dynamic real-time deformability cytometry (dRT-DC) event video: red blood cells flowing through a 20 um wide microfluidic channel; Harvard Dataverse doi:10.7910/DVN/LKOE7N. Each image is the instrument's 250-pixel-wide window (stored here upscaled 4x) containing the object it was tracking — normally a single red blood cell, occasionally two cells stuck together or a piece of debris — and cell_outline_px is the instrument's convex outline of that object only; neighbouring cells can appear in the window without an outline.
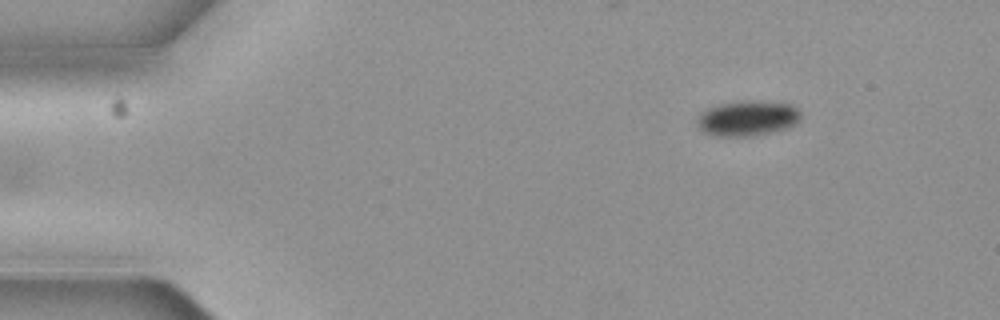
{"species": "common noctule bat (a hibernating species)", "species_latin": "Nyctalus noctula", "temperature_condition": "cold", "stored_images_in_passage": 3, "camera_frame_rate_fps": 3000, "um_per_image_px": 0.085, "animal": {"sex": "female", "body_mass_g": 19.3, "forearm_length_mm": 54.1}, "frame": {"image": 1, "passage_image": 3, "time_ms": 0.667, "image_size_px": [1000, 320], "cell_outline_px": [[800, 120], [788, 128], [768, 132], [744, 136], [716, 136], [704, 132], [696, 124], [696, 120], [700, 112], [708, 108], [720, 104], [748, 100], [792, 104], [800, 112]], "centroid_in_image_um": [63.51, 10.04], "position_along_channel_um": 21.5, "area_um2": 21.1}}